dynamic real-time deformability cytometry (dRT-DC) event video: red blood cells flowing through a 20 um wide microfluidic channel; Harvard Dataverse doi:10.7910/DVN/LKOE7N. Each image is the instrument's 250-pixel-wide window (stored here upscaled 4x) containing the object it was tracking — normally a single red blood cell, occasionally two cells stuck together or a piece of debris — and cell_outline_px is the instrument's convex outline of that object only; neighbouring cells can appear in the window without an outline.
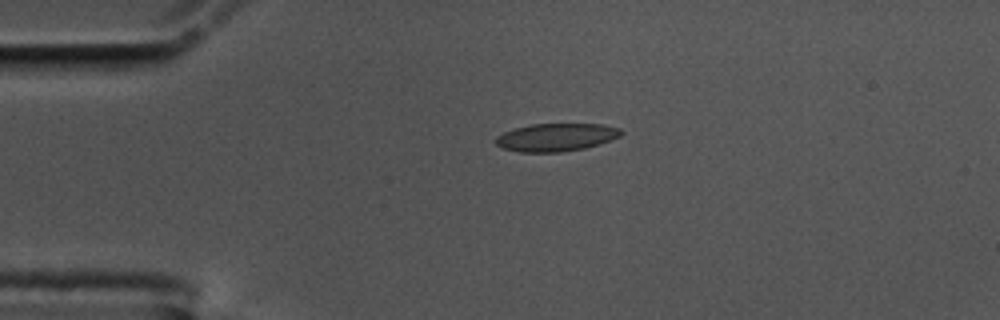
{"species": "common noctule bat (a hibernating species)", "species_latin": "Nyctalus noctula", "temperature_condition": "cold", "stored_images_in_passage": 45, "camera_frame_rate_fps": 3000, "um_per_image_px": 0.085, "animal": {"sex": "male", "body_mass_g": 17.5, "forearm_length_mm": 52.3}, "frame": {"image": 1, "passage_image": 1, "time_ms": 0.0, "image_size_px": [1000, 320], "cell_outline_px": [[624, 132], [620, 136], [600, 144], [584, 148], [560, 152], [520, 152], [504, 148], [496, 144], [496, 136], [504, 132], [516, 128], [532, 124], [604, 124], [620, 128]], "centroid_in_image_um": [47.31, 11.66], "position_along_channel_um": 37.7, "area_um2": 20.29}}
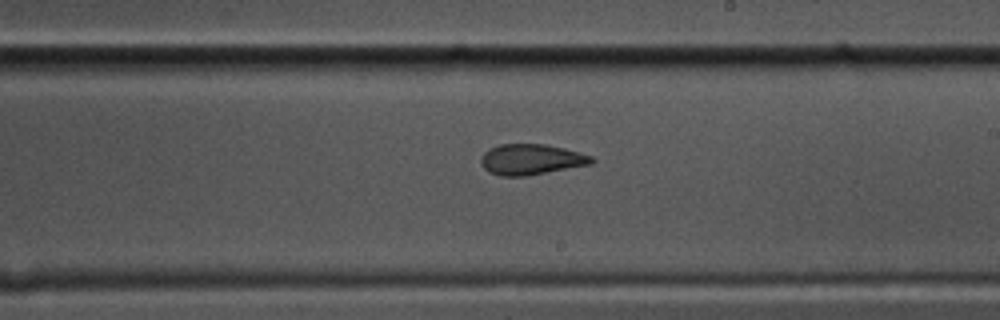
{"frame": {"image": 2, "passage_image": 21, "time_ms": 6.667, "image_size_px": [1000, 320], "cell_outline_px": [[596, 160], [592, 164], [524, 176], [500, 176], [488, 172], [484, 168], [480, 160], [480, 156], [488, 148], [500, 144], [544, 144], [564, 148], [580, 152], [592, 156]], "centroid_in_image_um": [45.13, 13.54], "position_along_channel_um": 243.9, "area_um2": 19.88}}
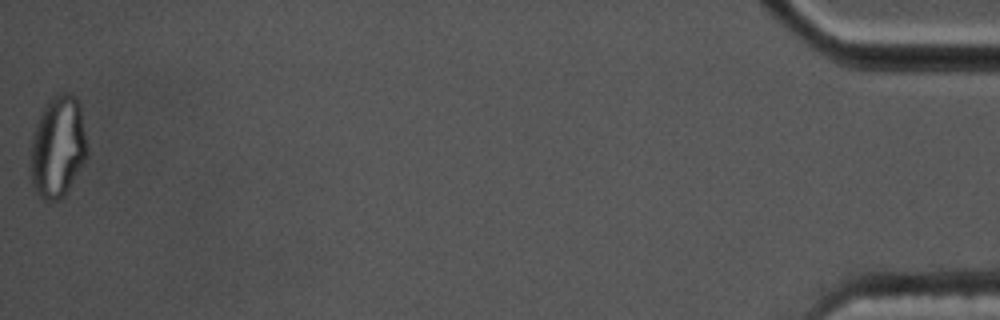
{"frame": {"image": 3, "passage_image": 45, "time_ms": 14.667, "image_size_px": [1000, 320], "cell_outline_px": [[88, 156], [64, 196], [56, 200], [40, 200], [32, 184], [28, 168], [28, 148], [40, 112], [44, 104], [56, 92], [68, 92], [76, 96], [80, 104], [88, 148]], "centroid_in_image_um": [4.87, 12.47], "position_along_channel_um": 430.3, "area_um2": 34.8}, "authors_computed_cell_mechanics": {"area_um2": 20.2878, "velocity_mm_per_s": 3.545, "shape_relaxation_time_tau1_ms": null, "shape_relaxation_time_tau2_ms": 2.0381, "deformation_change_tau1": null, "deformation_change_tau2": 0.0743}}